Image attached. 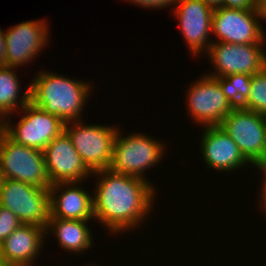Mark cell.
<instances>
[{"label": "cell", "mask_w": 266, "mask_h": 266, "mask_svg": "<svg viewBox=\"0 0 266 266\" xmlns=\"http://www.w3.org/2000/svg\"><path fill=\"white\" fill-rule=\"evenodd\" d=\"M92 174L99 176L92 194L94 220L100 221L111 233L133 230L150 215L156 197L155 187L150 181L110 169Z\"/></svg>", "instance_id": "cell-1"}, {"label": "cell", "mask_w": 266, "mask_h": 266, "mask_svg": "<svg viewBox=\"0 0 266 266\" xmlns=\"http://www.w3.org/2000/svg\"><path fill=\"white\" fill-rule=\"evenodd\" d=\"M89 83L41 70L30 82V102L64 123L80 121L93 88Z\"/></svg>", "instance_id": "cell-2"}, {"label": "cell", "mask_w": 266, "mask_h": 266, "mask_svg": "<svg viewBox=\"0 0 266 266\" xmlns=\"http://www.w3.org/2000/svg\"><path fill=\"white\" fill-rule=\"evenodd\" d=\"M167 145L146 134L121 135L120 129L113 144V157L110 170L116 173L148 179L145 172L161 162ZM146 170V171H145Z\"/></svg>", "instance_id": "cell-3"}, {"label": "cell", "mask_w": 266, "mask_h": 266, "mask_svg": "<svg viewBox=\"0 0 266 266\" xmlns=\"http://www.w3.org/2000/svg\"><path fill=\"white\" fill-rule=\"evenodd\" d=\"M83 123L82 120L65 123L64 131L92 173L109 169L113 157V144L119 128L113 125Z\"/></svg>", "instance_id": "cell-4"}, {"label": "cell", "mask_w": 266, "mask_h": 266, "mask_svg": "<svg viewBox=\"0 0 266 266\" xmlns=\"http://www.w3.org/2000/svg\"><path fill=\"white\" fill-rule=\"evenodd\" d=\"M0 171L5 179L19 180L43 189L52 185L42 151L0 136Z\"/></svg>", "instance_id": "cell-5"}, {"label": "cell", "mask_w": 266, "mask_h": 266, "mask_svg": "<svg viewBox=\"0 0 266 266\" xmlns=\"http://www.w3.org/2000/svg\"><path fill=\"white\" fill-rule=\"evenodd\" d=\"M254 166L266 160V115L235 107L219 125Z\"/></svg>", "instance_id": "cell-6"}, {"label": "cell", "mask_w": 266, "mask_h": 266, "mask_svg": "<svg viewBox=\"0 0 266 266\" xmlns=\"http://www.w3.org/2000/svg\"><path fill=\"white\" fill-rule=\"evenodd\" d=\"M20 112L23 115L17 126L9 122L8 117L4 118V133L16 143L43 152L64 131L65 123L59 117L45 112L32 102L26 104Z\"/></svg>", "instance_id": "cell-7"}, {"label": "cell", "mask_w": 266, "mask_h": 266, "mask_svg": "<svg viewBox=\"0 0 266 266\" xmlns=\"http://www.w3.org/2000/svg\"><path fill=\"white\" fill-rule=\"evenodd\" d=\"M0 205L13 212L22 224L46 227L50 220L49 189H43L19 180L5 179Z\"/></svg>", "instance_id": "cell-8"}, {"label": "cell", "mask_w": 266, "mask_h": 266, "mask_svg": "<svg viewBox=\"0 0 266 266\" xmlns=\"http://www.w3.org/2000/svg\"><path fill=\"white\" fill-rule=\"evenodd\" d=\"M264 43L235 44L212 42L206 54L212 62L211 77L232 74L254 75L266 67Z\"/></svg>", "instance_id": "cell-9"}, {"label": "cell", "mask_w": 266, "mask_h": 266, "mask_svg": "<svg viewBox=\"0 0 266 266\" xmlns=\"http://www.w3.org/2000/svg\"><path fill=\"white\" fill-rule=\"evenodd\" d=\"M260 9H214L212 32L217 41L235 44L266 43V32L261 22Z\"/></svg>", "instance_id": "cell-10"}, {"label": "cell", "mask_w": 266, "mask_h": 266, "mask_svg": "<svg viewBox=\"0 0 266 266\" xmlns=\"http://www.w3.org/2000/svg\"><path fill=\"white\" fill-rule=\"evenodd\" d=\"M186 93L188 113L203 127L219 126L235 108L223 94L219 82L207 73L191 82Z\"/></svg>", "instance_id": "cell-11"}, {"label": "cell", "mask_w": 266, "mask_h": 266, "mask_svg": "<svg viewBox=\"0 0 266 266\" xmlns=\"http://www.w3.org/2000/svg\"><path fill=\"white\" fill-rule=\"evenodd\" d=\"M214 9L201 0H177L174 14L186 46L194 56L208 51L212 40V18ZM210 41V42H209Z\"/></svg>", "instance_id": "cell-12"}, {"label": "cell", "mask_w": 266, "mask_h": 266, "mask_svg": "<svg viewBox=\"0 0 266 266\" xmlns=\"http://www.w3.org/2000/svg\"><path fill=\"white\" fill-rule=\"evenodd\" d=\"M49 26L45 20L21 22L4 32L6 66L19 67L32 61L48 43Z\"/></svg>", "instance_id": "cell-13"}, {"label": "cell", "mask_w": 266, "mask_h": 266, "mask_svg": "<svg viewBox=\"0 0 266 266\" xmlns=\"http://www.w3.org/2000/svg\"><path fill=\"white\" fill-rule=\"evenodd\" d=\"M49 179L52 184L60 182H84L92 174L63 131L43 151Z\"/></svg>", "instance_id": "cell-14"}, {"label": "cell", "mask_w": 266, "mask_h": 266, "mask_svg": "<svg viewBox=\"0 0 266 266\" xmlns=\"http://www.w3.org/2000/svg\"><path fill=\"white\" fill-rule=\"evenodd\" d=\"M204 130L201 155L208 168L227 173L226 171L241 169L244 164H251L232 138L219 126H207Z\"/></svg>", "instance_id": "cell-15"}, {"label": "cell", "mask_w": 266, "mask_h": 266, "mask_svg": "<svg viewBox=\"0 0 266 266\" xmlns=\"http://www.w3.org/2000/svg\"><path fill=\"white\" fill-rule=\"evenodd\" d=\"M79 184L60 182L50 186V218L87 221L94 218L93 196Z\"/></svg>", "instance_id": "cell-16"}, {"label": "cell", "mask_w": 266, "mask_h": 266, "mask_svg": "<svg viewBox=\"0 0 266 266\" xmlns=\"http://www.w3.org/2000/svg\"><path fill=\"white\" fill-rule=\"evenodd\" d=\"M46 227L22 224L0 245L5 266H34L45 241Z\"/></svg>", "instance_id": "cell-17"}, {"label": "cell", "mask_w": 266, "mask_h": 266, "mask_svg": "<svg viewBox=\"0 0 266 266\" xmlns=\"http://www.w3.org/2000/svg\"><path fill=\"white\" fill-rule=\"evenodd\" d=\"M46 235L54 233L58 246L68 253L82 254L92 246V232L87 220H64L50 218L45 228Z\"/></svg>", "instance_id": "cell-18"}, {"label": "cell", "mask_w": 266, "mask_h": 266, "mask_svg": "<svg viewBox=\"0 0 266 266\" xmlns=\"http://www.w3.org/2000/svg\"><path fill=\"white\" fill-rule=\"evenodd\" d=\"M15 69L16 67L0 66V115L3 118H9L30 102V84L20 98L21 85Z\"/></svg>", "instance_id": "cell-19"}, {"label": "cell", "mask_w": 266, "mask_h": 266, "mask_svg": "<svg viewBox=\"0 0 266 266\" xmlns=\"http://www.w3.org/2000/svg\"><path fill=\"white\" fill-rule=\"evenodd\" d=\"M220 84L223 94L234 107H242L248 98L252 75L232 74L225 77H214Z\"/></svg>", "instance_id": "cell-20"}, {"label": "cell", "mask_w": 266, "mask_h": 266, "mask_svg": "<svg viewBox=\"0 0 266 266\" xmlns=\"http://www.w3.org/2000/svg\"><path fill=\"white\" fill-rule=\"evenodd\" d=\"M242 108L266 115V67L252 75L249 96Z\"/></svg>", "instance_id": "cell-21"}, {"label": "cell", "mask_w": 266, "mask_h": 266, "mask_svg": "<svg viewBox=\"0 0 266 266\" xmlns=\"http://www.w3.org/2000/svg\"><path fill=\"white\" fill-rule=\"evenodd\" d=\"M22 223L8 208L0 205V245Z\"/></svg>", "instance_id": "cell-22"}, {"label": "cell", "mask_w": 266, "mask_h": 266, "mask_svg": "<svg viewBox=\"0 0 266 266\" xmlns=\"http://www.w3.org/2000/svg\"><path fill=\"white\" fill-rule=\"evenodd\" d=\"M133 3L136 6L147 8V9H159L173 6L175 7L177 0H125Z\"/></svg>", "instance_id": "cell-23"}, {"label": "cell", "mask_w": 266, "mask_h": 266, "mask_svg": "<svg viewBox=\"0 0 266 266\" xmlns=\"http://www.w3.org/2000/svg\"><path fill=\"white\" fill-rule=\"evenodd\" d=\"M221 6L233 9H260L255 0H223Z\"/></svg>", "instance_id": "cell-24"}, {"label": "cell", "mask_w": 266, "mask_h": 266, "mask_svg": "<svg viewBox=\"0 0 266 266\" xmlns=\"http://www.w3.org/2000/svg\"><path fill=\"white\" fill-rule=\"evenodd\" d=\"M254 167H257L258 169H260L264 174H263V182H262V193L260 192V208L262 207V211H264V213H266V160L257 163L256 165H254ZM264 209V210H263Z\"/></svg>", "instance_id": "cell-25"}, {"label": "cell", "mask_w": 266, "mask_h": 266, "mask_svg": "<svg viewBox=\"0 0 266 266\" xmlns=\"http://www.w3.org/2000/svg\"><path fill=\"white\" fill-rule=\"evenodd\" d=\"M0 66H6V42L4 32L0 28Z\"/></svg>", "instance_id": "cell-26"}, {"label": "cell", "mask_w": 266, "mask_h": 266, "mask_svg": "<svg viewBox=\"0 0 266 266\" xmlns=\"http://www.w3.org/2000/svg\"><path fill=\"white\" fill-rule=\"evenodd\" d=\"M206 5H209L213 9L221 7L223 0H201Z\"/></svg>", "instance_id": "cell-27"}, {"label": "cell", "mask_w": 266, "mask_h": 266, "mask_svg": "<svg viewBox=\"0 0 266 266\" xmlns=\"http://www.w3.org/2000/svg\"><path fill=\"white\" fill-rule=\"evenodd\" d=\"M259 8L261 11V18L264 21V20H266V2L264 4H262Z\"/></svg>", "instance_id": "cell-28"}, {"label": "cell", "mask_w": 266, "mask_h": 266, "mask_svg": "<svg viewBox=\"0 0 266 266\" xmlns=\"http://www.w3.org/2000/svg\"><path fill=\"white\" fill-rule=\"evenodd\" d=\"M4 133V118L0 115V136Z\"/></svg>", "instance_id": "cell-29"}, {"label": "cell", "mask_w": 266, "mask_h": 266, "mask_svg": "<svg viewBox=\"0 0 266 266\" xmlns=\"http://www.w3.org/2000/svg\"><path fill=\"white\" fill-rule=\"evenodd\" d=\"M4 180H5V177L3 176L2 172L0 171V194H1Z\"/></svg>", "instance_id": "cell-30"}, {"label": "cell", "mask_w": 266, "mask_h": 266, "mask_svg": "<svg viewBox=\"0 0 266 266\" xmlns=\"http://www.w3.org/2000/svg\"><path fill=\"white\" fill-rule=\"evenodd\" d=\"M266 2V0H255V3L257 5V7H260L262 4H264Z\"/></svg>", "instance_id": "cell-31"}, {"label": "cell", "mask_w": 266, "mask_h": 266, "mask_svg": "<svg viewBox=\"0 0 266 266\" xmlns=\"http://www.w3.org/2000/svg\"><path fill=\"white\" fill-rule=\"evenodd\" d=\"M0 266H5V264L3 263V260H2V256L0 255Z\"/></svg>", "instance_id": "cell-32"}]
</instances>
